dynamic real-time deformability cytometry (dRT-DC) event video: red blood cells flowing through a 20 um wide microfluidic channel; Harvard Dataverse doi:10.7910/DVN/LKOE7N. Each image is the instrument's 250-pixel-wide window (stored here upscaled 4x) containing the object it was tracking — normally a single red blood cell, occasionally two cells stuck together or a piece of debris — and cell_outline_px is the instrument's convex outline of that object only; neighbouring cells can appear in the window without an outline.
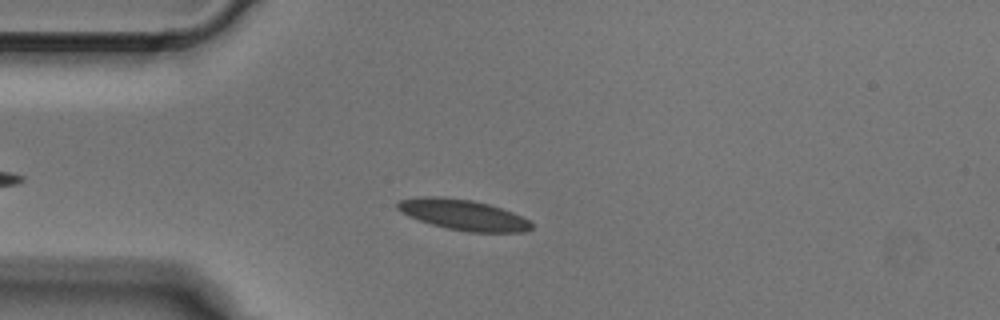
{"species": "Egyptian fruit bat (a non-hibernating species)", "species_latin": "Rousettus aegyptiacus", "temperature_condition": "cold", "stored_images_in_passage": 3, "camera_frame_rate_fps": 3000, "um_per_image_px": 0.085, "animal": {"sex": "male"}, "frame": {"image": 1, "passage_image": 2, "time_ms": 0.333, "image_size_px": [1000, 320], "cell_outline_px": [[532, 228], [524, 232], [468, 232], [448, 228], [432, 224], [408, 216], [400, 212], [396, 208], [396, 204], [400, 200], [416, 196], [444, 196], [472, 200], [488, 204], [512, 212], [528, 220], [532, 224]], "centroid_in_image_um": [39.32, 18.24], "position_along_channel_um": 45.7, "area_um2": 23.87}}